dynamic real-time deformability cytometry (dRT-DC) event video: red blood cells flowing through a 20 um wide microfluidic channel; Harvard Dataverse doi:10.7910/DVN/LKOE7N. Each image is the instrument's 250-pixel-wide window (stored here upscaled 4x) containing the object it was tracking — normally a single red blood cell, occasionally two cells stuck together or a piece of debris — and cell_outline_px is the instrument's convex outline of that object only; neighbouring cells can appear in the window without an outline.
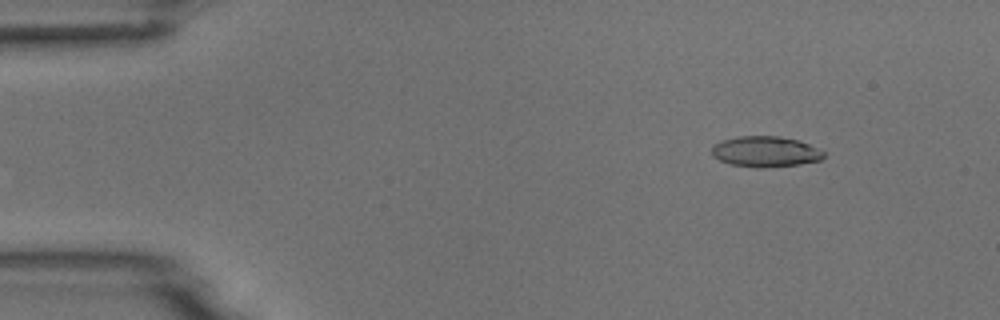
{"species": "common noctule bat (a hibernating species)", "species_latin": "Nyctalus noctula", "temperature_condition": "room temperature", "stored_images_in_passage": 3, "camera_frame_rate_fps": 3000, "um_per_image_px": 0.085, "animal": {"sex": "male", "body_mass_g": 18.8}, "frame": {"image": 1, "passage_image": 1, "time_ms": 0.0, "image_size_px": [1000, 320], "cell_outline_px": [[824, 156], [820, 160], [800, 164], [764, 168], [760, 168], [732, 164], [720, 160], [712, 156], [712, 144], [720, 140], [740, 136], [780, 136], [796, 140], [808, 144], [824, 152]], "centroid_in_image_um": [65.02, 12.88], "position_along_channel_um": 20.0, "area_um2": 19.94}}
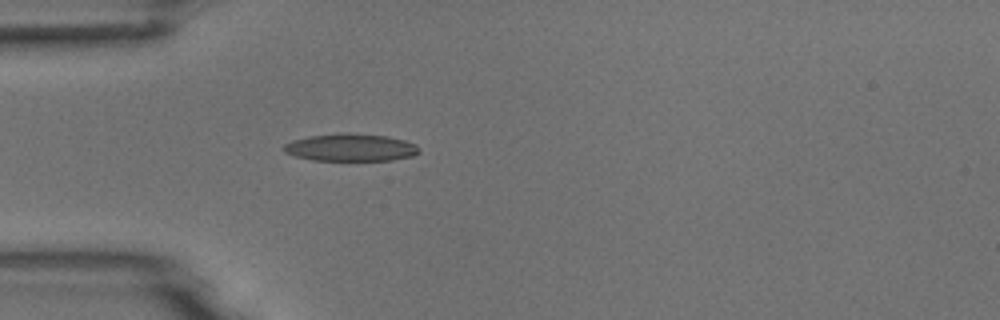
{"frame": {"image": 2, "passage_image": 3, "time_ms": 3.0, "image_size_px": [1000, 320], "cell_outline_px": [[420, 152], [412, 156], [392, 160], [312, 160], [296, 156], [284, 152], [284, 144], [292, 140], [312, 136], [388, 136], [404, 140], [416, 144], [420, 148]], "centroid_in_image_um": [29.85, 12.59], "position_along_channel_um": 55.1, "area_um2": 20.52}}